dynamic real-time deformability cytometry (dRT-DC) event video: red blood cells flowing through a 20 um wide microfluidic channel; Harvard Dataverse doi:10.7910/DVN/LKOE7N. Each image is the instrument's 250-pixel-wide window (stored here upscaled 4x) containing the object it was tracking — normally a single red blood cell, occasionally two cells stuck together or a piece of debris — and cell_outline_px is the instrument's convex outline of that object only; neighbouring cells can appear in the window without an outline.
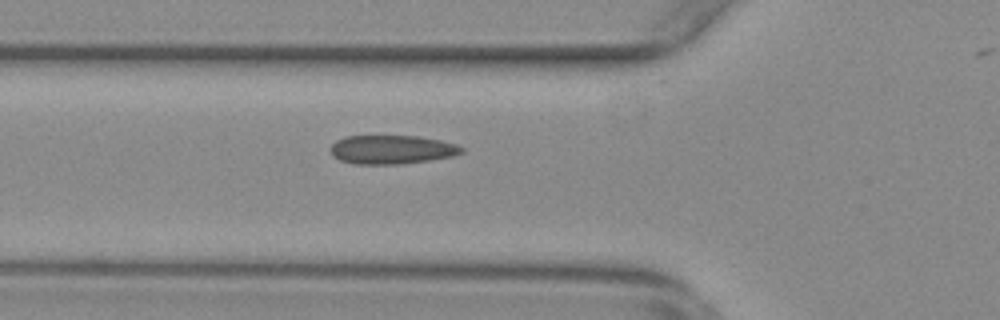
{"species": "common noctule bat (a hibernating species)", "species_latin": "Nyctalus noctula", "temperature_condition": "warm", "stored_images_in_passage": 8, "camera_frame_rate_fps": 3000, "um_per_image_px": 0.085, "animal": {"sex": "female", "body_mass_g": 29.2, "forearm_length_mm": 56.3}, "frame": {"image": 1, "passage_image": 4, "time_ms": 1.0, "image_size_px": [1000, 320], "cell_outline_px": [[464, 152], [452, 156], [428, 160], [400, 164], [352, 164], [340, 160], [332, 156], [328, 148], [336, 140], [344, 136], [416, 136], [440, 140], [456, 144], [464, 148]], "centroid_in_image_um": [33.25, 12.71], "position_along_channel_um": 92.6, "area_um2": 22.14}}
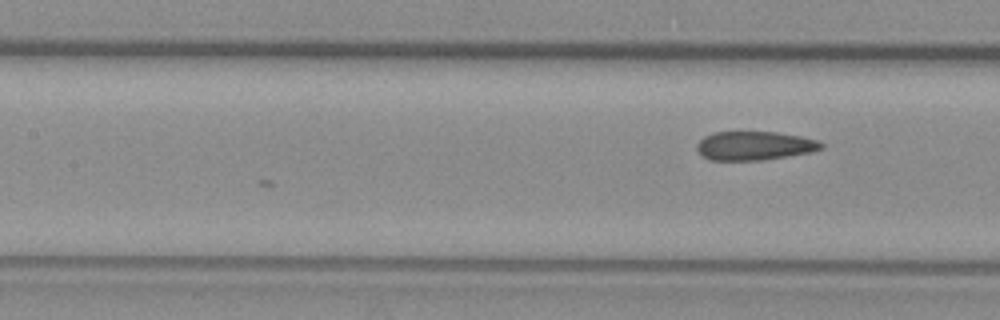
{"frame": {"image": 2, "passage_image": 8, "time_ms": 2.333, "image_size_px": [1000, 320], "cell_outline_px": [[824, 148], [812, 152], [764, 160], [708, 160], [696, 148], [696, 144], [704, 136], [712, 132], [776, 132], [800, 136], [820, 140], [824, 144]], "centroid_in_image_um": [64.16, 12.38], "position_along_channel_um": 143.2, "area_um2": 21.04}}